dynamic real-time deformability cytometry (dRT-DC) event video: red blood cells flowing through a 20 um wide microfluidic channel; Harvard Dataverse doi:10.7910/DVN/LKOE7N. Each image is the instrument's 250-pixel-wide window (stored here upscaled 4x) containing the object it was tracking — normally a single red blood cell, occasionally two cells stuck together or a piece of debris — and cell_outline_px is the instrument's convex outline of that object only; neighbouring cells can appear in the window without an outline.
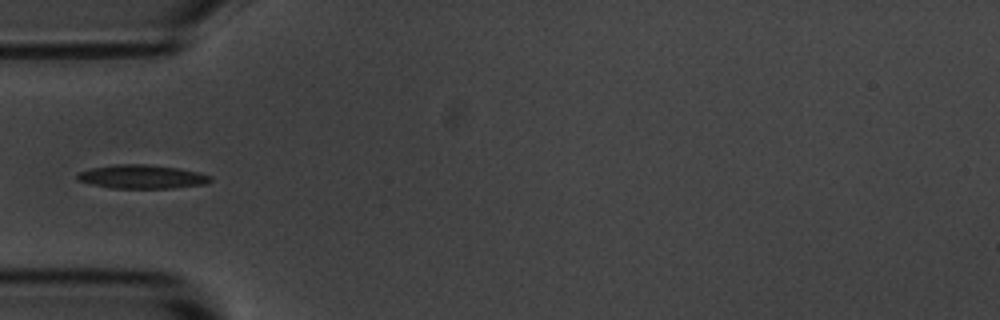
{"species": "common noctule bat (a hibernating species)", "species_latin": "Nyctalus noctula", "temperature_condition": "room temperature", "stored_images_in_passage": 7, "camera_frame_rate_fps": 3000, "um_per_image_px": 0.085, "animal": {"sex": "male", "body_mass_g": 20.1, "forearm_length_mm": 53.5}, "frame": {"image": 1, "passage_image": 5, "time_ms": 4.667, "image_size_px": [1000, 320], "cell_outline_px": [[212, 180], [208, 184], [172, 188], [112, 188], [92, 184], [76, 180], [76, 172], [92, 168], [116, 164], [148, 164], [180, 168], [200, 172], [212, 176]], "centroid_in_image_um": [12.09, 15.02], "position_along_channel_um": 72.9, "area_um2": 18.67}}
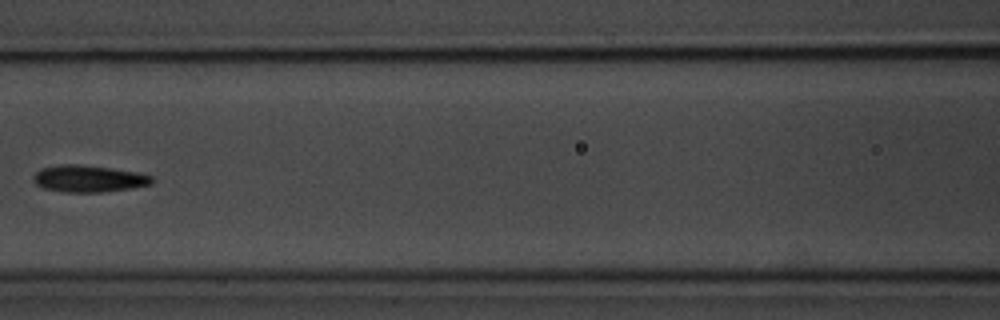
{"frame": {"image": 2, "passage_image": 7, "time_ms": 7.0, "image_size_px": [1000, 320], "cell_outline_px": [[152, 184], [128, 188], [100, 192], [64, 192], [44, 188], [36, 184], [32, 180], [32, 176], [40, 168], [60, 164], [80, 164], [136, 172], [152, 176]], "centroid_in_image_um": [7.46, 15.18], "position_along_channel_um": 159.1, "area_um2": 18.38}}